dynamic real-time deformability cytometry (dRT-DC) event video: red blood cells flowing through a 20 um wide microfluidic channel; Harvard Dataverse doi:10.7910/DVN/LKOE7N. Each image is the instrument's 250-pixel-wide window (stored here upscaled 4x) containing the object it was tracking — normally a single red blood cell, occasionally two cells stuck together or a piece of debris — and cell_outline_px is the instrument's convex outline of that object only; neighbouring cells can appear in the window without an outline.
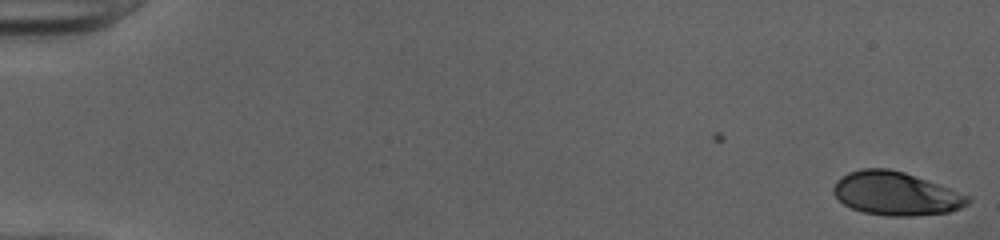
{"species": "human", "species_latin": "Homo sapiens", "temperature_condition": "cold", "stored_images_in_passage": 52, "camera_frame_rate_fps": 3000, "um_per_image_px": 0.085, "donor": {"sex": "female"}, "frame": {"image": 1, "passage_image": 1, "time_ms": 0.0, "image_size_px": [1000, 240], "cell_outline_px": [[972, 200], [968, 204], [960, 208], [948, 212], [912, 216], [888, 216], [864, 212], [852, 208], [844, 204], [832, 192], [832, 188], [836, 180], [848, 172], [864, 168], [888, 168], [904, 172], [972, 196]], "centroid_in_image_um": [76.15, 16.45], "position_along_channel_um": 8.8, "area_um2": 34.04}}
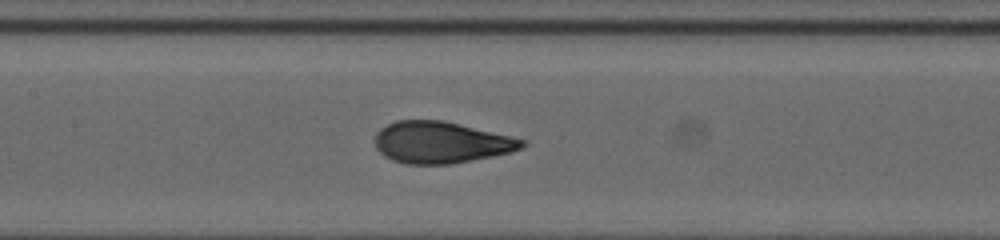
{"frame": {"image": 2, "passage_image": 26, "time_ms": 8.333, "image_size_px": [1000, 240], "cell_outline_px": [[528, 144], [512, 152], [472, 160], [448, 164], [408, 164], [392, 160], [384, 156], [376, 148], [376, 132], [380, 128], [396, 120], [444, 120], [528, 140]], "centroid_in_image_um": [37.5, 12.1], "position_along_channel_um": 169.9, "area_um2": 35.72}}
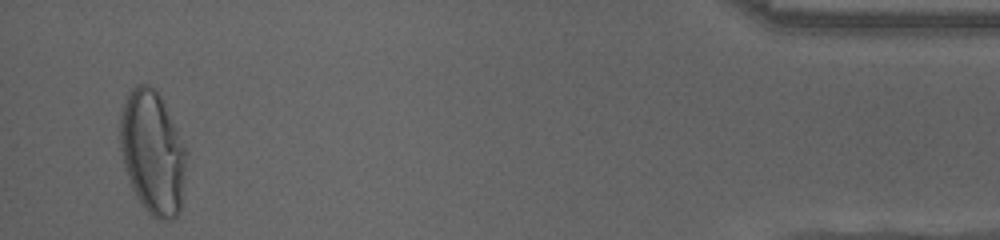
{"frame": {"image": 3, "passage_image": 50, "time_ms": 16.333, "image_size_px": [1000, 240], "cell_outline_px": [[188, 152], [180, 212], [172, 220], [156, 220], [140, 204], [132, 188], [124, 164], [120, 148], [120, 120], [124, 104], [132, 88], [136, 84], [148, 84], [160, 96], [188, 148]], "centroid_in_image_um": [13.01, 13.0], "position_along_channel_um": 422.2, "area_um2": 47.92}, "authors_computed_cell_mechanics": {"area_um2": 35.6915, "velocity_mm_per_s": 4.0327, "shape_relaxation_time_tau1_ms": 5.3486, "shape_relaxation_time_tau2_ms": null, "deformation_change_tau1": 0.2124, "deformation_change_tau2": null}}